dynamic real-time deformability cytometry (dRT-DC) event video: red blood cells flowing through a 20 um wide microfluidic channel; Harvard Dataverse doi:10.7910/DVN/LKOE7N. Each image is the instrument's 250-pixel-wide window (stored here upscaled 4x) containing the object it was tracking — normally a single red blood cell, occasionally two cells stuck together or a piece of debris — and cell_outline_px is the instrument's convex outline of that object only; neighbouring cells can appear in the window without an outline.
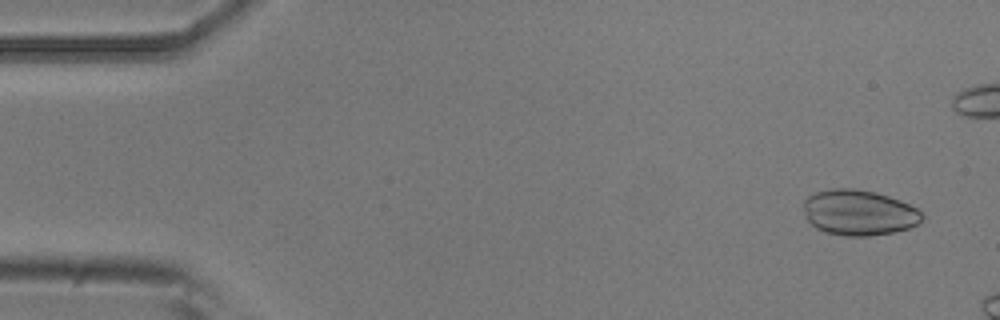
{"species": "common noctule bat (a hibernating species)", "species_latin": "Nyctalus noctula", "temperature_condition": "room temperature", "stored_images_in_passage": 4, "camera_frame_rate_fps": 3000, "um_per_image_px": 0.085, "animal": {"sex": "male", "body_mass_g": 20.5, "forearm_length_mm": 52.5}, "frame": {"image": 1, "passage_image": 1, "time_ms": 0.0, "image_size_px": [1000, 320], "cell_outline_px": [[924, 216], [916, 224], [908, 228], [892, 232], [868, 236], [844, 236], [824, 232], [816, 228], [808, 220], [804, 208], [804, 200], [808, 196], [816, 192], [832, 188], [856, 188], [876, 192], [900, 200], [916, 208]], "centroid_in_image_um": [72.99, 18.06], "position_along_channel_um": 12.0, "area_um2": 31.33}}